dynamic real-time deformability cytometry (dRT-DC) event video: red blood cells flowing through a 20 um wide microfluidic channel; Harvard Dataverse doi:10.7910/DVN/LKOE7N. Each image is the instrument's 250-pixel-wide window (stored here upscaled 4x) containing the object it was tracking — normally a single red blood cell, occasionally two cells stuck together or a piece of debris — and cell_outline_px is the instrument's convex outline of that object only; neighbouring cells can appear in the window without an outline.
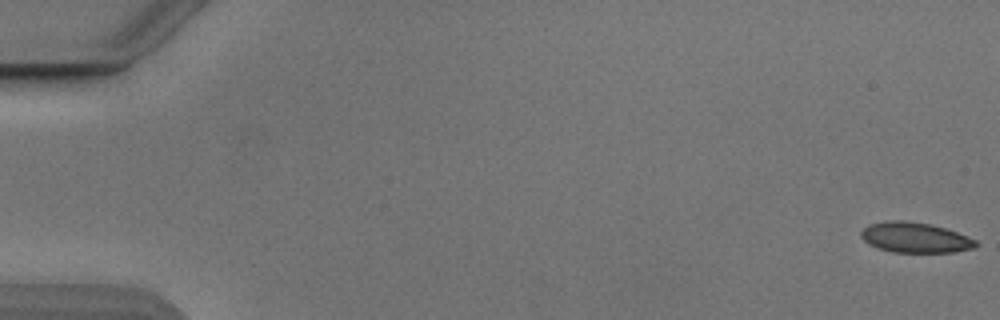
{"species": "Egyptian fruit bat (a non-hibernating species)", "species_latin": "Rousettus aegyptiacus", "temperature_condition": "cold", "stored_images_in_passage": 54, "camera_frame_rate_fps": 3000, "um_per_image_px": 0.085, "animal": {"sex": "male"}, "frame": {"image": 1, "passage_image": 1, "time_ms": 0.0, "image_size_px": [1000, 320], "cell_outline_px": [[980, 244], [976, 248], [952, 252], [892, 252], [876, 248], [868, 244], [860, 236], [860, 232], [868, 224], [888, 220], [904, 220], [932, 224], [956, 232], [976, 240]], "centroid_in_image_um": [77.76, 20.19], "position_along_channel_um": 7.2, "area_um2": 20.46}}
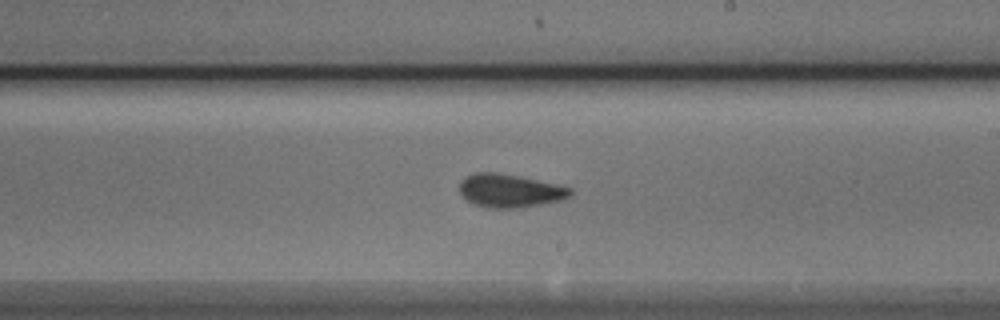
{"frame": {"image": 2, "passage_image": 32, "time_ms": 10.333, "image_size_px": [1000, 320], "cell_outline_px": [[572, 196], [564, 200], [516, 208], [488, 208], [476, 204], [468, 200], [460, 192], [460, 180], [476, 172], [496, 172], [520, 176], [560, 184], [572, 188]], "centroid_in_image_um": [43.4, 16.2], "position_along_channel_um": 245.6, "area_um2": 21.62}}
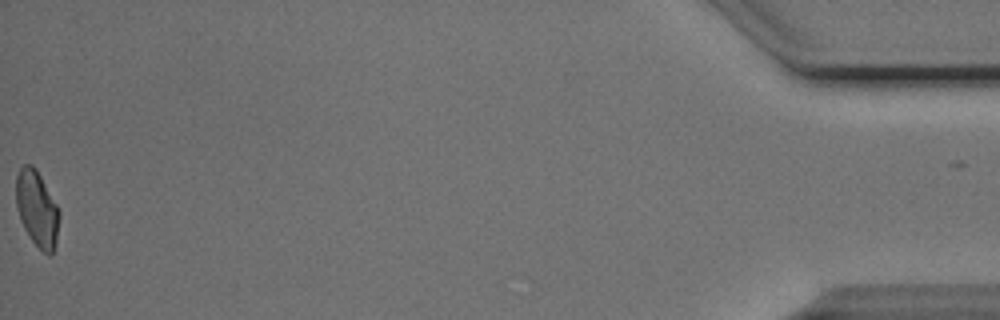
{"frame": {"image": 3, "passage_image": 54, "time_ms": 17.667, "image_size_px": [1000, 320], "cell_outline_px": [[60, 216], [56, 240], [52, 256], [48, 256], [32, 240], [24, 228], [20, 220], [16, 208], [16, 176], [20, 168], [24, 164], [32, 164], [36, 168], [56, 204], [60, 212]], "centroid_in_image_um": [3.14, 17.74], "position_along_channel_um": 432.1, "area_um2": 19.07}, "authors_computed_cell_mechanics": {"area_um2": 20.7502, "velocity_mm_per_s": 3.8715, "shape_relaxation_time_tau1_ms": 4.2867, "shape_relaxation_time_tau2_ms": 2.3913, "deformation_change_tau1": 0.1115, "deformation_change_tau2": 0.0783}}